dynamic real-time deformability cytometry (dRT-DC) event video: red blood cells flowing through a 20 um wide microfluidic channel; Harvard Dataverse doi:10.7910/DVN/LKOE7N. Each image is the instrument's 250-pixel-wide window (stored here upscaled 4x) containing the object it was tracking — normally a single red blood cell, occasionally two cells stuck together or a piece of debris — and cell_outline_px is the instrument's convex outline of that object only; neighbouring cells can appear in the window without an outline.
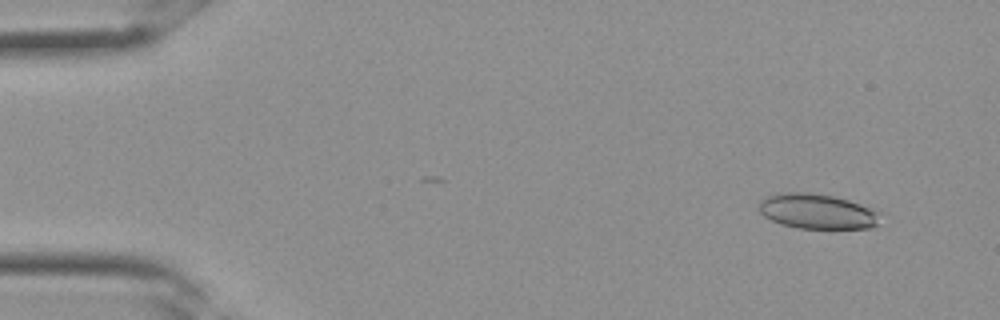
{"species": "Egyptian fruit bat (a non-hibernating species)", "species_latin": "Rousettus aegyptiacus", "temperature_condition": "room temperature", "stored_images_in_passage": 32, "camera_frame_rate_fps": 3000, "um_per_image_px": 0.085, "frame": {"image": 1, "passage_image": 2, "time_ms": 0.333, "image_size_px": [1000, 320], "cell_outline_px": [[880, 224], [872, 228], [800, 228], [784, 224], [772, 220], [764, 216], [760, 212], [756, 204], [764, 196], [776, 192], [808, 192], [832, 196], [848, 200], [860, 204], [880, 212]], "centroid_in_image_um": [69.43, 17.95], "position_along_channel_um": 15.6, "area_um2": 24.97}}
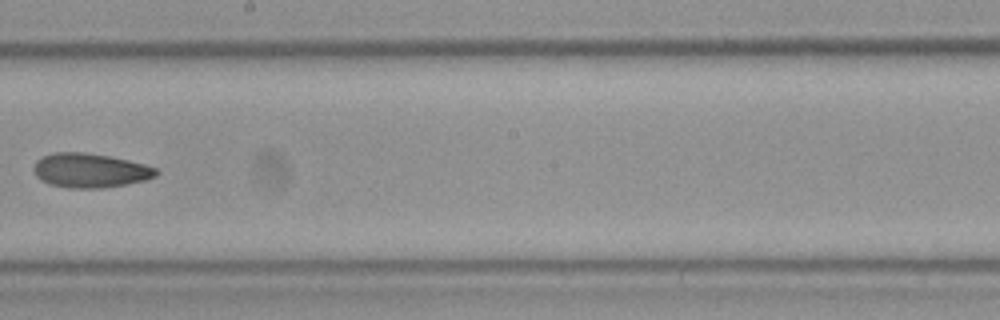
{"frame": {"image": 2, "passage_image": 18, "time_ms": 5.667, "image_size_px": [1000, 320], "cell_outline_px": [[160, 172], [156, 176], [144, 180], [124, 184], [100, 188], [68, 188], [52, 184], [40, 180], [36, 176], [32, 168], [36, 160], [52, 152], [84, 152], [108, 156], [128, 160], [144, 164], [156, 168]], "centroid_in_image_um": [7.63, 14.48], "position_along_channel_um": 240.6, "area_um2": 24.39}}
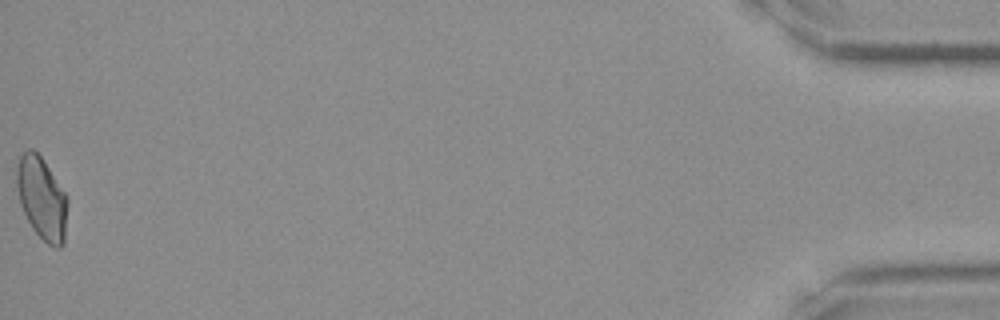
{"frame": {"image": 3, "passage_image": 32, "time_ms": 10.333, "image_size_px": [1000, 320], "cell_outline_px": [[68, 204], [64, 244], [60, 248], [56, 248], [48, 244], [32, 228], [20, 204], [16, 188], [16, 164], [20, 156], [28, 148], [32, 148], [40, 156], [68, 196]], "centroid_in_image_um": [3.56, 16.85], "position_along_channel_um": 431.6, "area_um2": 24.57}}